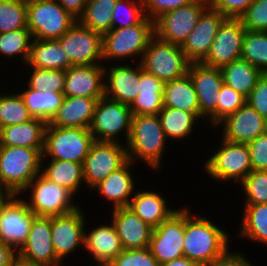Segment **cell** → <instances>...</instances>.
<instances>
[{
  "label": "cell",
  "instance_id": "cell-58",
  "mask_svg": "<svg viewBox=\"0 0 267 266\" xmlns=\"http://www.w3.org/2000/svg\"><path fill=\"white\" fill-rule=\"evenodd\" d=\"M9 194L0 186V206L8 198Z\"/></svg>",
  "mask_w": 267,
  "mask_h": 266
},
{
  "label": "cell",
  "instance_id": "cell-23",
  "mask_svg": "<svg viewBox=\"0 0 267 266\" xmlns=\"http://www.w3.org/2000/svg\"><path fill=\"white\" fill-rule=\"evenodd\" d=\"M136 63V67L115 64L109 69L104 65L105 97L129 106L133 103L139 94L140 63Z\"/></svg>",
  "mask_w": 267,
  "mask_h": 266
},
{
  "label": "cell",
  "instance_id": "cell-14",
  "mask_svg": "<svg viewBox=\"0 0 267 266\" xmlns=\"http://www.w3.org/2000/svg\"><path fill=\"white\" fill-rule=\"evenodd\" d=\"M183 208L176 209L152 230L149 249L159 264L184 256L185 207Z\"/></svg>",
  "mask_w": 267,
  "mask_h": 266
},
{
  "label": "cell",
  "instance_id": "cell-49",
  "mask_svg": "<svg viewBox=\"0 0 267 266\" xmlns=\"http://www.w3.org/2000/svg\"><path fill=\"white\" fill-rule=\"evenodd\" d=\"M252 170L267 171V133L258 135L247 143Z\"/></svg>",
  "mask_w": 267,
  "mask_h": 266
},
{
  "label": "cell",
  "instance_id": "cell-46",
  "mask_svg": "<svg viewBox=\"0 0 267 266\" xmlns=\"http://www.w3.org/2000/svg\"><path fill=\"white\" fill-rule=\"evenodd\" d=\"M239 19L246 30L267 31V0H254Z\"/></svg>",
  "mask_w": 267,
  "mask_h": 266
},
{
  "label": "cell",
  "instance_id": "cell-24",
  "mask_svg": "<svg viewBox=\"0 0 267 266\" xmlns=\"http://www.w3.org/2000/svg\"><path fill=\"white\" fill-rule=\"evenodd\" d=\"M111 222L120 238L123 249L149 247L153 228L128 207L112 209Z\"/></svg>",
  "mask_w": 267,
  "mask_h": 266
},
{
  "label": "cell",
  "instance_id": "cell-36",
  "mask_svg": "<svg viewBox=\"0 0 267 266\" xmlns=\"http://www.w3.org/2000/svg\"><path fill=\"white\" fill-rule=\"evenodd\" d=\"M158 116L166 138L178 141L193 134V127L199 120L192 112L169 107H163Z\"/></svg>",
  "mask_w": 267,
  "mask_h": 266
},
{
  "label": "cell",
  "instance_id": "cell-6",
  "mask_svg": "<svg viewBox=\"0 0 267 266\" xmlns=\"http://www.w3.org/2000/svg\"><path fill=\"white\" fill-rule=\"evenodd\" d=\"M138 62L143 70L164 83L186 75L191 63L180 45L161 40L156 35L150 39Z\"/></svg>",
  "mask_w": 267,
  "mask_h": 266
},
{
  "label": "cell",
  "instance_id": "cell-1",
  "mask_svg": "<svg viewBox=\"0 0 267 266\" xmlns=\"http://www.w3.org/2000/svg\"><path fill=\"white\" fill-rule=\"evenodd\" d=\"M194 217L186 207L183 254L201 266H207L229 250L230 237L209 219L200 215Z\"/></svg>",
  "mask_w": 267,
  "mask_h": 266
},
{
  "label": "cell",
  "instance_id": "cell-18",
  "mask_svg": "<svg viewBox=\"0 0 267 266\" xmlns=\"http://www.w3.org/2000/svg\"><path fill=\"white\" fill-rule=\"evenodd\" d=\"M85 218L80 207L70 213L50 217L52 244L61 263L78 246H84Z\"/></svg>",
  "mask_w": 267,
  "mask_h": 266
},
{
  "label": "cell",
  "instance_id": "cell-61",
  "mask_svg": "<svg viewBox=\"0 0 267 266\" xmlns=\"http://www.w3.org/2000/svg\"><path fill=\"white\" fill-rule=\"evenodd\" d=\"M265 122H266V133H267V117L265 118Z\"/></svg>",
  "mask_w": 267,
  "mask_h": 266
},
{
  "label": "cell",
  "instance_id": "cell-48",
  "mask_svg": "<svg viewBox=\"0 0 267 266\" xmlns=\"http://www.w3.org/2000/svg\"><path fill=\"white\" fill-rule=\"evenodd\" d=\"M246 103V98L233 88L223 83L218 100L217 107V127L218 124L230 114Z\"/></svg>",
  "mask_w": 267,
  "mask_h": 266
},
{
  "label": "cell",
  "instance_id": "cell-38",
  "mask_svg": "<svg viewBox=\"0 0 267 266\" xmlns=\"http://www.w3.org/2000/svg\"><path fill=\"white\" fill-rule=\"evenodd\" d=\"M239 237L267 245V203L245 205Z\"/></svg>",
  "mask_w": 267,
  "mask_h": 266
},
{
  "label": "cell",
  "instance_id": "cell-10",
  "mask_svg": "<svg viewBox=\"0 0 267 266\" xmlns=\"http://www.w3.org/2000/svg\"><path fill=\"white\" fill-rule=\"evenodd\" d=\"M31 190L26 203L36 216H58L70 213L79 206L73 203L74 194L67 188L38 174L23 192ZM73 198V199H72ZM29 201V202H28Z\"/></svg>",
  "mask_w": 267,
  "mask_h": 266
},
{
  "label": "cell",
  "instance_id": "cell-4",
  "mask_svg": "<svg viewBox=\"0 0 267 266\" xmlns=\"http://www.w3.org/2000/svg\"><path fill=\"white\" fill-rule=\"evenodd\" d=\"M155 35L154 21L145 17L139 24L125 28H112L102 35V62L135 56L139 61L150 39Z\"/></svg>",
  "mask_w": 267,
  "mask_h": 266
},
{
  "label": "cell",
  "instance_id": "cell-43",
  "mask_svg": "<svg viewBox=\"0 0 267 266\" xmlns=\"http://www.w3.org/2000/svg\"><path fill=\"white\" fill-rule=\"evenodd\" d=\"M27 27V2L0 0V33Z\"/></svg>",
  "mask_w": 267,
  "mask_h": 266
},
{
  "label": "cell",
  "instance_id": "cell-47",
  "mask_svg": "<svg viewBox=\"0 0 267 266\" xmlns=\"http://www.w3.org/2000/svg\"><path fill=\"white\" fill-rule=\"evenodd\" d=\"M111 266H159V262L149 247L142 249H124L110 263Z\"/></svg>",
  "mask_w": 267,
  "mask_h": 266
},
{
  "label": "cell",
  "instance_id": "cell-30",
  "mask_svg": "<svg viewBox=\"0 0 267 266\" xmlns=\"http://www.w3.org/2000/svg\"><path fill=\"white\" fill-rule=\"evenodd\" d=\"M136 191L128 208L153 229L176 211V209L172 210L168 207V202L161 194L145 190Z\"/></svg>",
  "mask_w": 267,
  "mask_h": 266
},
{
  "label": "cell",
  "instance_id": "cell-45",
  "mask_svg": "<svg viewBox=\"0 0 267 266\" xmlns=\"http://www.w3.org/2000/svg\"><path fill=\"white\" fill-rule=\"evenodd\" d=\"M239 184L245 192V205L267 203V171L252 170Z\"/></svg>",
  "mask_w": 267,
  "mask_h": 266
},
{
  "label": "cell",
  "instance_id": "cell-52",
  "mask_svg": "<svg viewBox=\"0 0 267 266\" xmlns=\"http://www.w3.org/2000/svg\"><path fill=\"white\" fill-rule=\"evenodd\" d=\"M209 6L226 18H240L254 0H208Z\"/></svg>",
  "mask_w": 267,
  "mask_h": 266
},
{
  "label": "cell",
  "instance_id": "cell-40",
  "mask_svg": "<svg viewBox=\"0 0 267 266\" xmlns=\"http://www.w3.org/2000/svg\"><path fill=\"white\" fill-rule=\"evenodd\" d=\"M32 40L33 37L29 28L0 33V55L10 58L14 55H20L26 64Z\"/></svg>",
  "mask_w": 267,
  "mask_h": 266
},
{
  "label": "cell",
  "instance_id": "cell-32",
  "mask_svg": "<svg viewBox=\"0 0 267 266\" xmlns=\"http://www.w3.org/2000/svg\"><path fill=\"white\" fill-rule=\"evenodd\" d=\"M47 123L33 118L28 122L0 128V145L44 148Z\"/></svg>",
  "mask_w": 267,
  "mask_h": 266
},
{
  "label": "cell",
  "instance_id": "cell-28",
  "mask_svg": "<svg viewBox=\"0 0 267 266\" xmlns=\"http://www.w3.org/2000/svg\"><path fill=\"white\" fill-rule=\"evenodd\" d=\"M26 63L27 67L63 71L73 66L58 39L37 40L33 38Z\"/></svg>",
  "mask_w": 267,
  "mask_h": 266
},
{
  "label": "cell",
  "instance_id": "cell-11",
  "mask_svg": "<svg viewBox=\"0 0 267 266\" xmlns=\"http://www.w3.org/2000/svg\"><path fill=\"white\" fill-rule=\"evenodd\" d=\"M208 7V0H195L162 14L154 21L155 35L161 40L181 46Z\"/></svg>",
  "mask_w": 267,
  "mask_h": 266
},
{
  "label": "cell",
  "instance_id": "cell-12",
  "mask_svg": "<svg viewBox=\"0 0 267 266\" xmlns=\"http://www.w3.org/2000/svg\"><path fill=\"white\" fill-rule=\"evenodd\" d=\"M127 160L126 146L122 143L94 141L83 162L84 182L93 189Z\"/></svg>",
  "mask_w": 267,
  "mask_h": 266
},
{
  "label": "cell",
  "instance_id": "cell-7",
  "mask_svg": "<svg viewBox=\"0 0 267 266\" xmlns=\"http://www.w3.org/2000/svg\"><path fill=\"white\" fill-rule=\"evenodd\" d=\"M77 21L56 0L27 1V27L34 39H58Z\"/></svg>",
  "mask_w": 267,
  "mask_h": 266
},
{
  "label": "cell",
  "instance_id": "cell-16",
  "mask_svg": "<svg viewBox=\"0 0 267 266\" xmlns=\"http://www.w3.org/2000/svg\"><path fill=\"white\" fill-rule=\"evenodd\" d=\"M73 66L101 64L102 34L77 21L58 38ZM100 60V61H99Z\"/></svg>",
  "mask_w": 267,
  "mask_h": 266
},
{
  "label": "cell",
  "instance_id": "cell-9",
  "mask_svg": "<svg viewBox=\"0 0 267 266\" xmlns=\"http://www.w3.org/2000/svg\"><path fill=\"white\" fill-rule=\"evenodd\" d=\"M205 171L219 182H241L251 171L250 152L247 144L231 142L222 138L219 149L204 163Z\"/></svg>",
  "mask_w": 267,
  "mask_h": 266
},
{
  "label": "cell",
  "instance_id": "cell-59",
  "mask_svg": "<svg viewBox=\"0 0 267 266\" xmlns=\"http://www.w3.org/2000/svg\"><path fill=\"white\" fill-rule=\"evenodd\" d=\"M96 266H111L110 264L98 263Z\"/></svg>",
  "mask_w": 267,
  "mask_h": 266
},
{
  "label": "cell",
  "instance_id": "cell-21",
  "mask_svg": "<svg viewBox=\"0 0 267 266\" xmlns=\"http://www.w3.org/2000/svg\"><path fill=\"white\" fill-rule=\"evenodd\" d=\"M224 138L231 142L249 143L266 132L265 117L260 115L247 102L219 124Z\"/></svg>",
  "mask_w": 267,
  "mask_h": 266
},
{
  "label": "cell",
  "instance_id": "cell-42",
  "mask_svg": "<svg viewBox=\"0 0 267 266\" xmlns=\"http://www.w3.org/2000/svg\"><path fill=\"white\" fill-rule=\"evenodd\" d=\"M32 72L27 86L41 92L63 93L65 88V71L31 67Z\"/></svg>",
  "mask_w": 267,
  "mask_h": 266
},
{
  "label": "cell",
  "instance_id": "cell-8",
  "mask_svg": "<svg viewBox=\"0 0 267 266\" xmlns=\"http://www.w3.org/2000/svg\"><path fill=\"white\" fill-rule=\"evenodd\" d=\"M132 116L129 105L103 96L96 104L89 131L94 141L119 143L118 135L125 133L126 145L131 134Z\"/></svg>",
  "mask_w": 267,
  "mask_h": 266
},
{
  "label": "cell",
  "instance_id": "cell-60",
  "mask_svg": "<svg viewBox=\"0 0 267 266\" xmlns=\"http://www.w3.org/2000/svg\"><path fill=\"white\" fill-rule=\"evenodd\" d=\"M12 1H21V2H27L28 0H12Z\"/></svg>",
  "mask_w": 267,
  "mask_h": 266
},
{
  "label": "cell",
  "instance_id": "cell-50",
  "mask_svg": "<svg viewBox=\"0 0 267 266\" xmlns=\"http://www.w3.org/2000/svg\"><path fill=\"white\" fill-rule=\"evenodd\" d=\"M195 0H142L145 16L155 21L162 14L190 4Z\"/></svg>",
  "mask_w": 267,
  "mask_h": 266
},
{
  "label": "cell",
  "instance_id": "cell-17",
  "mask_svg": "<svg viewBox=\"0 0 267 266\" xmlns=\"http://www.w3.org/2000/svg\"><path fill=\"white\" fill-rule=\"evenodd\" d=\"M246 32L239 18H226L220 25L204 65L222 68L234 60L241 59L243 37Z\"/></svg>",
  "mask_w": 267,
  "mask_h": 266
},
{
  "label": "cell",
  "instance_id": "cell-2",
  "mask_svg": "<svg viewBox=\"0 0 267 266\" xmlns=\"http://www.w3.org/2000/svg\"><path fill=\"white\" fill-rule=\"evenodd\" d=\"M44 148L0 145V186L9 195H21L41 173Z\"/></svg>",
  "mask_w": 267,
  "mask_h": 266
},
{
  "label": "cell",
  "instance_id": "cell-57",
  "mask_svg": "<svg viewBox=\"0 0 267 266\" xmlns=\"http://www.w3.org/2000/svg\"><path fill=\"white\" fill-rule=\"evenodd\" d=\"M11 266H39V265L30 264V263H27V262L20 260L19 258H16L12 262Z\"/></svg>",
  "mask_w": 267,
  "mask_h": 266
},
{
  "label": "cell",
  "instance_id": "cell-5",
  "mask_svg": "<svg viewBox=\"0 0 267 266\" xmlns=\"http://www.w3.org/2000/svg\"><path fill=\"white\" fill-rule=\"evenodd\" d=\"M93 142L94 138L89 129L47 125L41 161L50 157L83 163Z\"/></svg>",
  "mask_w": 267,
  "mask_h": 266
},
{
  "label": "cell",
  "instance_id": "cell-25",
  "mask_svg": "<svg viewBox=\"0 0 267 266\" xmlns=\"http://www.w3.org/2000/svg\"><path fill=\"white\" fill-rule=\"evenodd\" d=\"M132 163L128 159L121 167L109 174L93 188L113 204V209L128 207L132 199L130 196L135 194V181L132 171H130Z\"/></svg>",
  "mask_w": 267,
  "mask_h": 266
},
{
  "label": "cell",
  "instance_id": "cell-13",
  "mask_svg": "<svg viewBox=\"0 0 267 266\" xmlns=\"http://www.w3.org/2000/svg\"><path fill=\"white\" fill-rule=\"evenodd\" d=\"M18 197V198H17ZM20 195H9L0 206V241L16 252L26 242L36 215Z\"/></svg>",
  "mask_w": 267,
  "mask_h": 266
},
{
  "label": "cell",
  "instance_id": "cell-44",
  "mask_svg": "<svg viewBox=\"0 0 267 266\" xmlns=\"http://www.w3.org/2000/svg\"><path fill=\"white\" fill-rule=\"evenodd\" d=\"M145 17L142 0H117L112 11V28L139 24Z\"/></svg>",
  "mask_w": 267,
  "mask_h": 266
},
{
  "label": "cell",
  "instance_id": "cell-51",
  "mask_svg": "<svg viewBox=\"0 0 267 266\" xmlns=\"http://www.w3.org/2000/svg\"><path fill=\"white\" fill-rule=\"evenodd\" d=\"M246 102L260 115L267 117V73H262Z\"/></svg>",
  "mask_w": 267,
  "mask_h": 266
},
{
  "label": "cell",
  "instance_id": "cell-34",
  "mask_svg": "<svg viewBox=\"0 0 267 266\" xmlns=\"http://www.w3.org/2000/svg\"><path fill=\"white\" fill-rule=\"evenodd\" d=\"M226 85L243 95L246 99L256 85L262 72L243 59L234 60L221 68Z\"/></svg>",
  "mask_w": 267,
  "mask_h": 266
},
{
  "label": "cell",
  "instance_id": "cell-31",
  "mask_svg": "<svg viewBox=\"0 0 267 266\" xmlns=\"http://www.w3.org/2000/svg\"><path fill=\"white\" fill-rule=\"evenodd\" d=\"M163 107L192 112L200 119V106L194 83L187 73L181 78L164 83Z\"/></svg>",
  "mask_w": 267,
  "mask_h": 266
},
{
  "label": "cell",
  "instance_id": "cell-15",
  "mask_svg": "<svg viewBox=\"0 0 267 266\" xmlns=\"http://www.w3.org/2000/svg\"><path fill=\"white\" fill-rule=\"evenodd\" d=\"M200 106V118L211 121L217 127V107L221 87L224 83L220 68L210 67L201 62H192L188 68Z\"/></svg>",
  "mask_w": 267,
  "mask_h": 266
},
{
  "label": "cell",
  "instance_id": "cell-53",
  "mask_svg": "<svg viewBox=\"0 0 267 266\" xmlns=\"http://www.w3.org/2000/svg\"><path fill=\"white\" fill-rule=\"evenodd\" d=\"M240 252H230L229 250L221 257L215 259L207 266H252Z\"/></svg>",
  "mask_w": 267,
  "mask_h": 266
},
{
  "label": "cell",
  "instance_id": "cell-29",
  "mask_svg": "<svg viewBox=\"0 0 267 266\" xmlns=\"http://www.w3.org/2000/svg\"><path fill=\"white\" fill-rule=\"evenodd\" d=\"M139 94L130 105L132 115H158L163 108L164 82L140 65Z\"/></svg>",
  "mask_w": 267,
  "mask_h": 266
},
{
  "label": "cell",
  "instance_id": "cell-37",
  "mask_svg": "<svg viewBox=\"0 0 267 266\" xmlns=\"http://www.w3.org/2000/svg\"><path fill=\"white\" fill-rule=\"evenodd\" d=\"M117 0H87L83 15L78 21L102 35L112 29V11Z\"/></svg>",
  "mask_w": 267,
  "mask_h": 266
},
{
  "label": "cell",
  "instance_id": "cell-27",
  "mask_svg": "<svg viewBox=\"0 0 267 266\" xmlns=\"http://www.w3.org/2000/svg\"><path fill=\"white\" fill-rule=\"evenodd\" d=\"M99 99L100 98L64 97L58 112L47 125L89 129Z\"/></svg>",
  "mask_w": 267,
  "mask_h": 266
},
{
  "label": "cell",
  "instance_id": "cell-26",
  "mask_svg": "<svg viewBox=\"0 0 267 266\" xmlns=\"http://www.w3.org/2000/svg\"><path fill=\"white\" fill-rule=\"evenodd\" d=\"M91 253L96 264H109L124 249L116 229L111 225H99L87 233L84 231V246L82 247Z\"/></svg>",
  "mask_w": 267,
  "mask_h": 266
},
{
  "label": "cell",
  "instance_id": "cell-39",
  "mask_svg": "<svg viewBox=\"0 0 267 266\" xmlns=\"http://www.w3.org/2000/svg\"><path fill=\"white\" fill-rule=\"evenodd\" d=\"M241 59L248 61L262 73H267V31L246 30Z\"/></svg>",
  "mask_w": 267,
  "mask_h": 266
},
{
  "label": "cell",
  "instance_id": "cell-35",
  "mask_svg": "<svg viewBox=\"0 0 267 266\" xmlns=\"http://www.w3.org/2000/svg\"><path fill=\"white\" fill-rule=\"evenodd\" d=\"M19 94L31 116L47 124L56 115L65 97L64 93L41 92L32 90L28 86L24 92Z\"/></svg>",
  "mask_w": 267,
  "mask_h": 266
},
{
  "label": "cell",
  "instance_id": "cell-20",
  "mask_svg": "<svg viewBox=\"0 0 267 266\" xmlns=\"http://www.w3.org/2000/svg\"><path fill=\"white\" fill-rule=\"evenodd\" d=\"M226 19L220 12L208 7L199 18L181 48L186 58L192 62H201L208 54L221 23Z\"/></svg>",
  "mask_w": 267,
  "mask_h": 266
},
{
  "label": "cell",
  "instance_id": "cell-3",
  "mask_svg": "<svg viewBox=\"0 0 267 266\" xmlns=\"http://www.w3.org/2000/svg\"><path fill=\"white\" fill-rule=\"evenodd\" d=\"M158 115H133L131 134L126 144L127 157L133 163L143 160L153 170L160 164L168 144Z\"/></svg>",
  "mask_w": 267,
  "mask_h": 266
},
{
  "label": "cell",
  "instance_id": "cell-55",
  "mask_svg": "<svg viewBox=\"0 0 267 266\" xmlns=\"http://www.w3.org/2000/svg\"><path fill=\"white\" fill-rule=\"evenodd\" d=\"M17 258V252L8 244L0 241V266H11Z\"/></svg>",
  "mask_w": 267,
  "mask_h": 266
},
{
  "label": "cell",
  "instance_id": "cell-41",
  "mask_svg": "<svg viewBox=\"0 0 267 266\" xmlns=\"http://www.w3.org/2000/svg\"><path fill=\"white\" fill-rule=\"evenodd\" d=\"M33 119L19 93L3 94L0 99V128L18 125Z\"/></svg>",
  "mask_w": 267,
  "mask_h": 266
},
{
  "label": "cell",
  "instance_id": "cell-33",
  "mask_svg": "<svg viewBox=\"0 0 267 266\" xmlns=\"http://www.w3.org/2000/svg\"><path fill=\"white\" fill-rule=\"evenodd\" d=\"M43 163L45 162L41 161L40 174L47 180L67 188L74 195L84 183L83 163L51 159L48 166L45 164V169L42 168Z\"/></svg>",
  "mask_w": 267,
  "mask_h": 266
},
{
  "label": "cell",
  "instance_id": "cell-54",
  "mask_svg": "<svg viewBox=\"0 0 267 266\" xmlns=\"http://www.w3.org/2000/svg\"><path fill=\"white\" fill-rule=\"evenodd\" d=\"M77 20L83 15L87 0H56Z\"/></svg>",
  "mask_w": 267,
  "mask_h": 266
},
{
  "label": "cell",
  "instance_id": "cell-22",
  "mask_svg": "<svg viewBox=\"0 0 267 266\" xmlns=\"http://www.w3.org/2000/svg\"><path fill=\"white\" fill-rule=\"evenodd\" d=\"M101 65V66H100ZM104 65H78L65 70V97L102 98Z\"/></svg>",
  "mask_w": 267,
  "mask_h": 266
},
{
  "label": "cell",
  "instance_id": "cell-56",
  "mask_svg": "<svg viewBox=\"0 0 267 266\" xmlns=\"http://www.w3.org/2000/svg\"><path fill=\"white\" fill-rule=\"evenodd\" d=\"M159 266H201L198 262L190 260L186 257H181L174 259L172 261L164 262L159 264Z\"/></svg>",
  "mask_w": 267,
  "mask_h": 266
},
{
  "label": "cell",
  "instance_id": "cell-19",
  "mask_svg": "<svg viewBox=\"0 0 267 266\" xmlns=\"http://www.w3.org/2000/svg\"><path fill=\"white\" fill-rule=\"evenodd\" d=\"M17 258L39 266H61L51 238L50 217L36 216L26 242L17 251Z\"/></svg>",
  "mask_w": 267,
  "mask_h": 266
}]
</instances>
